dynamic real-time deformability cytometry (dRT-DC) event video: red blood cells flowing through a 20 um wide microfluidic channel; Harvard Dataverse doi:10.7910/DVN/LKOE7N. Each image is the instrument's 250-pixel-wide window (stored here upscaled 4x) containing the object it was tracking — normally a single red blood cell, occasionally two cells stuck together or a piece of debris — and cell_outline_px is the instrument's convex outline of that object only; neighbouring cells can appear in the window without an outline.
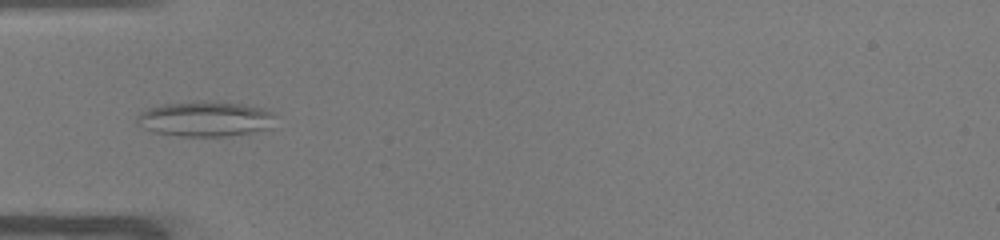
{"species": "common noctule bat (a hibernating species)", "species_latin": "Nyctalus noctula", "temperature_condition": "warm", "stored_images_in_passage": 39, "camera_frame_rate_fps": 3000, "um_per_image_px": 0.085, "animal": {"sex": "male", "body_mass_g": 19.0, "forearm_length_mm": 50.8}, "frame": {"image": 1, "passage_image": 5, "time_ms": 1.333, "image_size_px": [1000, 240], "cell_outline_px": [[280, 116], [272, 128], [224, 136], [176, 136], [152, 132], [136, 124], [136, 116], [140, 112], [148, 108], [164, 104], [200, 100], [204, 100], [244, 104], [264, 108]], "centroid_in_image_um": [17.47, 10.09], "position_along_channel_um": 67.5, "area_um2": 28.96}}
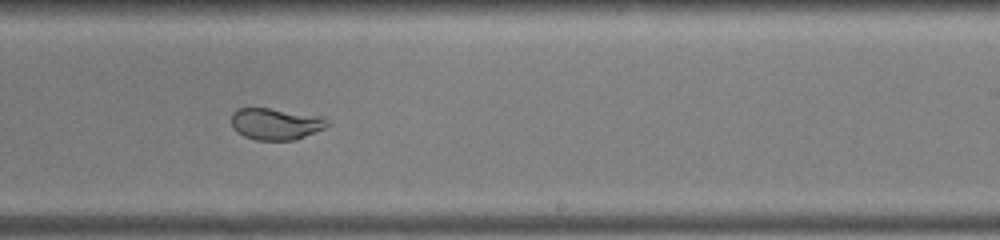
{"frame": {"image": 2, "passage_image": 20, "time_ms": 6.333, "image_size_px": [1000, 240], "cell_outline_px": [[332, 124], [324, 128], [296, 140], [256, 140], [244, 136], [236, 132], [232, 128], [232, 112], [236, 108], [268, 108], [324, 116]], "centroid_in_image_um": [23.45, 10.53], "position_along_channel_um": 265.6, "area_um2": 17.92}}
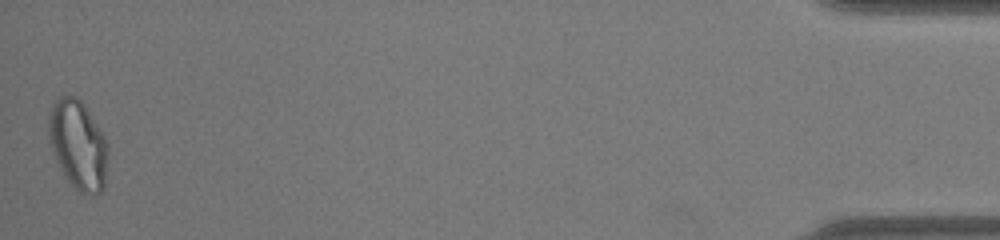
{"frame": {"image": 3, "passage_image": 39, "time_ms": 12.667, "image_size_px": [1000, 240], "cell_outline_px": [[108, 156], [104, 188], [100, 192], [92, 196], [80, 192], [68, 180], [60, 168], [56, 160], [48, 140], [48, 116], [52, 104], [60, 96], [76, 96], [84, 104], [104, 136], [108, 144]], "centroid_in_image_um": [6.63, 12.31], "position_along_channel_um": 428.6, "area_um2": 30.87}}